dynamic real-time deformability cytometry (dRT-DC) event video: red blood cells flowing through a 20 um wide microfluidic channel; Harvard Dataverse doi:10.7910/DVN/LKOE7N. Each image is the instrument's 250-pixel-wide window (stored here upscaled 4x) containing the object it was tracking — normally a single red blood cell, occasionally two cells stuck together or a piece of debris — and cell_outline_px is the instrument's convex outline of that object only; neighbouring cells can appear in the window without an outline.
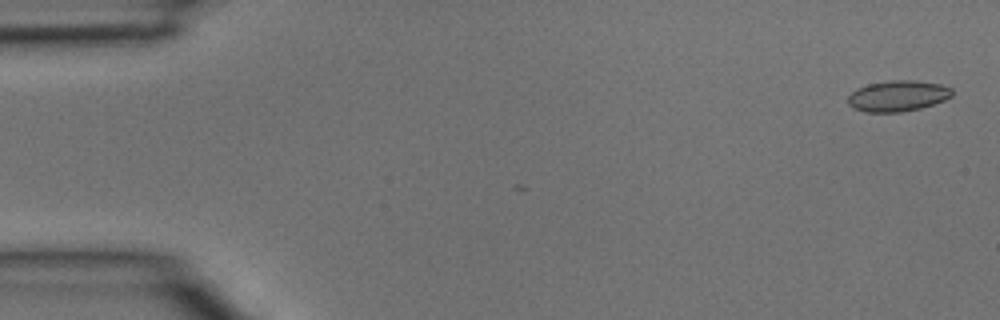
{"species": "common noctule bat (a hibernating species)", "species_latin": "Nyctalus noctula", "temperature_condition": "room temperature", "stored_images_in_passage": 39, "camera_frame_rate_fps": 3000, "um_per_image_px": 0.085, "animal": {"sex": "male", "body_mass_g": 15.6}, "frame": {"image": 1, "passage_image": 1, "time_ms": 0.0, "image_size_px": [1000, 320], "cell_outline_px": [[952, 96], [944, 100], [920, 108], [900, 112], [864, 112], [852, 108], [848, 104], [848, 96], [856, 88], [868, 84], [892, 80], [916, 80], [940, 84], [952, 88]], "centroid_in_image_um": [76.29, 8.15], "position_along_channel_um": 8.7, "area_um2": 18.79}}
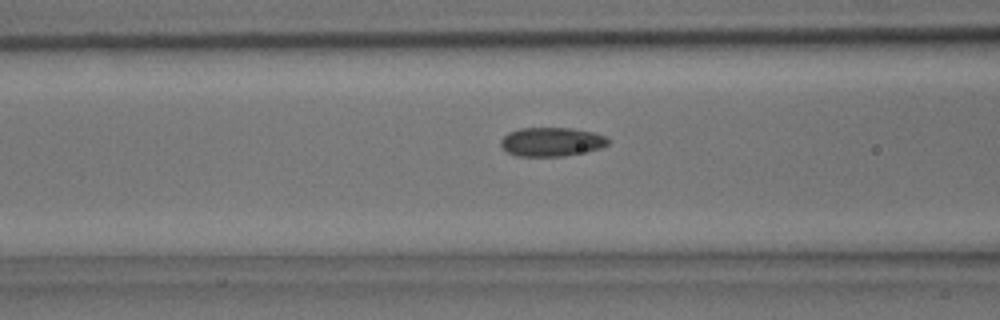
{"frame": {"image": 2, "passage_image": 15, "time_ms": 4.667, "image_size_px": [1000, 320], "cell_outline_px": [[608, 144], [600, 148], [584, 152], [564, 156], [516, 156], [508, 152], [500, 144], [500, 140], [508, 132], [520, 128], [572, 128], [592, 132], [608, 136]], "centroid_in_image_um": [46.88, 12.05], "position_along_channel_um": 119.7, "area_um2": 18.09}}
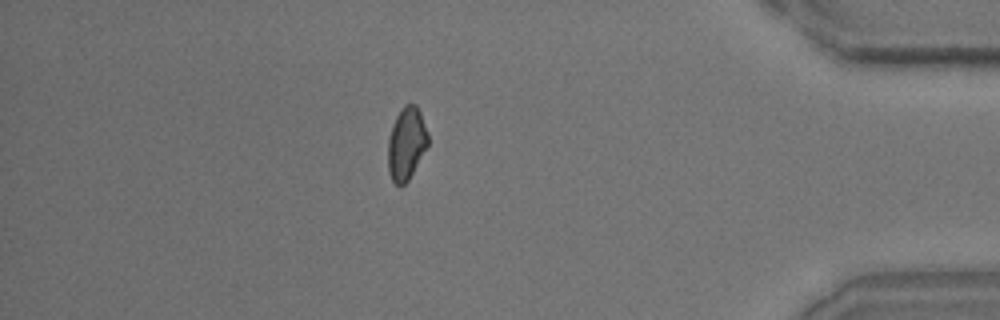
{"frame": {"image": 3, "passage_image": 34, "time_ms": 11.0, "image_size_px": [1000, 320], "cell_outline_px": [[428, 144], [408, 180], [400, 188], [392, 180], [388, 172], [388, 140], [392, 124], [396, 116], [404, 104], [416, 104], [420, 112], [428, 132]], "centroid_in_image_um": [34.53, 12.2], "position_along_channel_um": 400.7, "area_um2": 16.94}}